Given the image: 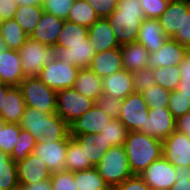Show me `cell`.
Returning a JSON list of instances; mask_svg holds the SVG:
<instances>
[{
    "mask_svg": "<svg viewBox=\"0 0 190 190\" xmlns=\"http://www.w3.org/2000/svg\"><path fill=\"white\" fill-rule=\"evenodd\" d=\"M56 100V113L68 124L95 106L93 99L82 95L74 88L58 91L56 93Z\"/></svg>",
    "mask_w": 190,
    "mask_h": 190,
    "instance_id": "7",
    "label": "cell"
},
{
    "mask_svg": "<svg viewBox=\"0 0 190 190\" xmlns=\"http://www.w3.org/2000/svg\"><path fill=\"white\" fill-rule=\"evenodd\" d=\"M68 149V140L55 142H36L33 154L45 162L48 169L54 172L66 171V154Z\"/></svg>",
    "mask_w": 190,
    "mask_h": 190,
    "instance_id": "12",
    "label": "cell"
},
{
    "mask_svg": "<svg viewBox=\"0 0 190 190\" xmlns=\"http://www.w3.org/2000/svg\"><path fill=\"white\" fill-rule=\"evenodd\" d=\"M64 21L52 14L43 12L30 38L46 45L56 46Z\"/></svg>",
    "mask_w": 190,
    "mask_h": 190,
    "instance_id": "22",
    "label": "cell"
},
{
    "mask_svg": "<svg viewBox=\"0 0 190 190\" xmlns=\"http://www.w3.org/2000/svg\"><path fill=\"white\" fill-rule=\"evenodd\" d=\"M167 38L158 19L146 18L141 22L136 42L152 53L159 50Z\"/></svg>",
    "mask_w": 190,
    "mask_h": 190,
    "instance_id": "25",
    "label": "cell"
},
{
    "mask_svg": "<svg viewBox=\"0 0 190 190\" xmlns=\"http://www.w3.org/2000/svg\"><path fill=\"white\" fill-rule=\"evenodd\" d=\"M176 131L185 134L190 139V112L176 119Z\"/></svg>",
    "mask_w": 190,
    "mask_h": 190,
    "instance_id": "53",
    "label": "cell"
},
{
    "mask_svg": "<svg viewBox=\"0 0 190 190\" xmlns=\"http://www.w3.org/2000/svg\"><path fill=\"white\" fill-rule=\"evenodd\" d=\"M112 190H151L139 175H132Z\"/></svg>",
    "mask_w": 190,
    "mask_h": 190,
    "instance_id": "50",
    "label": "cell"
},
{
    "mask_svg": "<svg viewBox=\"0 0 190 190\" xmlns=\"http://www.w3.org/2000/svg\"><path fill=\"white\" fill-rule=\"evenodd\" d=\"M124 69L134 73L148 66L150 53L138 42L124 44L120 47Z\"/></svg>",
    "mask_w": 190,
    "mask_h": 190,
    "instance_id": "27",
    "label": "cell"
},
{
    "mask_svg": "<svg viewBox=\"0 0 190 190\" xmlns=\"http://www.w3.org/2000/svg\"><path fill=\"white\" fill-rule=\"evenodd\" d=\"M88 38L96 53L121 47L106 18H99L88 28Z\"/></svg>",
    "mask_w": 190,
    "mask_h": 190,
    "instance_id": "21",
    "label": "cell"
},
{
    "mask_svg": "<svg viewBox=\"0 0 190 190\" xmlns=\"http://www.w3.org/2000/svg\"><path fill=\"white\" fill-rule=\"evenodd\" d=\"M18 184L16 162L9 154L0 151V190H10Z\"/></svg>",
    "mask_w": 190,
    "mask_h": 190,
    "instance_id": "35",
    "label": "cell"
},
{
    "mask_svg": "<svg viewBox=\"0 0 190 190\" xmlns=\"http://www.w3.org/2000/svg\"><path fill=\"white\" fill-rule=\"evenodd\" d=\"M73 177L78 190H112L95 167L73 172Z\"/></svg>",
    "mask_w": 190,
    "mask_h": 190,
    "instance_id": "30",
    "label": "cell"
},
{
    "mask_svg": "<svg viewBox=\"0 0 190 190\" xmlns=\"http://www.w3.org/2000/svg\"><path fill=\"white\" fill-rule=\"evenodd\" d=\"M170 93V90L164 89L157 84L141 92L149 109L168 108Z\"/></svg>",
    "mask_w": 190,
    "mask_h": 190,
    "instance_id": "38",
    "label": "cell"
},
{
    "mask_svg": "<svg viewBox=\"0 0 190 190\" xmlns=\"http://www.w3.org/2000/svg\"><path fill=\"white\" fill-rule=\"evenodd\" d=\"M26 108L25 101L19 86H12L6 95L4 107L0 112V118L5 123L19 124Z\"/></svg>",
    "mask_w": 190,
    "mask_h": 190,
    "instance_id": "26",
    "label": "cell"
},
{
    "mask_svg": "<svg viewBox=\"0 0 190 190\" xmlns=\"http://www.w3.org/2000/svg\"><path fill=\"white\" fill-rule=\"evenodd\" d=\"M128 132L120 120L114 119L101 131V134L112 146H123Z\"/></svg>",
    "mask_w": 190,
    "mask_h": 190,
    "instance_id": "39",
    "label": "cell"
},
{
    "mask_svg": "<svg viewBox=\"0 0 190 190\" xmlns=\"http://www.w3.org/2000/svg\"><path fill=\"white\" fill-rule=\"evenodd\" d=\"M112 119L97 106H93L81 117L69 124V135L71 137L79 134L101 133Z\"/></svg>",
    "mask_w": 190,
    "mask_h": 190,
    "instance_id": "13",
    "label": "cell"
},
{
    "mask_svg": "<svg viewBox=\"0 0 190 190\" xmlns=\"http://www.w3.org/2000/svg\"><path fill=\"white\" fill-rule=\"evenodd\" d=\"M172 39L184 46L190 44V10L184 13L183 29H179Z\"/></svg>",
    "mask_w": 190,
    "mask_h": 190,
    "instance_id": "51",
    "label": "cell"
},
{
    "mask_svg": "<svg viewBox=\"0 0 190 190\" xmlns=\"http://www.w3.org/2000/svg\"><path fill=\"white\" fill-rule=\"evenodd\" d=\"M174 131H176V119L169 111V108L149 109L142 133L163 142Z\"/></svg>",
    "mask_w": 190,
    "mask_h": 190,
    "instance_id": "11",
    "label": "cell"
},
{
    "mask_svg": "<svg viewBox=\"0 0 190 190\" xmlns=\"http://www.w3.org/2000/svg\"><path fill=\"white\" fill-rule=\"evenodd\" d=\"M50 180L52 190H78L72 172H54L51 174Z\"/></svg>",
    "mask_w": 190,
    "mask_h": 190,
    "instance_id": "45",
    "label": "cell"
},
{
    "mask_svg": "<svg viewBox=\"0 0 190 190\" xmlns=\"http://www.w3.org/2000/svg\"><path fill=\"white\" fill-rule=\"evenodd\" d=\"M87 38L88 27L65 20L56 47L69 48V45L87 44Z\"/></svg>",
    "mask_w": 190,
    "mask_h": 190,
    "instance_id": "29",
    "label": "cell"
},
{
    "mask_svg": "<svg viewBox=\"0 0 190 190\" xmlns=\"http://www.w3.org/2000/svg\"><path fill=\"white\" fill-rule=\"evenodd\" d=\"M186 56V46L167 38L159 50L150 53L148 67L154 70L159 67L179 66Z\"/></svg>",
    "mask_w": 190,
    "mask_h": 190,
    "instance_id": "14",
    "label": "cell"
},
{
    "mask_svg": "<svg viewBox=\"0 0 190 190\" xmlns=\"http://www.w3.org/2000/svg\"><path fill=\"white\" fill-rule=\"evenodd\" d=\"M24 79L18 50L7 49L0 54V83L19 86Z\"/></svg>",
    "mask_w": 190,
    "mask_h": 190,
    "instance_id": "19",
    "label": "cell"
},
{
    "mask_svg": "<svg viewBox=\"0 0 190 190\" xmlns=\"http://www.w3.org/2000/svg\"><path fill=\"white\" fill-rule=\"evenodd\" d=\"M122 100L115 97L101 94L95 100V106L100 108L105 114H107L112 120L118 119L121 109H122Z\"/></svg>",
    "mask_w": 190,
    "mask_h": 190,
    "instance_id": "42",
    "label": "cell"
},
{
    "mask_svg": "<svg viewBox=\"0 0 190 190\" xmlns=\"http://www.w3.org/2000/svg\"><path fill=\"white\" fill-rule=\"evenodd\" d=\"M8 49L7 44L2 38H0V54L4 53Z\"/></svg>",
    "mask_w": 190,
    "mask_h": 190,
    "instance_id": "57",
    "label": "cell"
},
{
    "mask_svg": "<svg viewBox=\"0 0 190 190\" xmlns=\"http://www.w3.org/2000/svg\"><path fill=\"white\" fill-rule=\"evenodd\" d=\"M95 168L111 189L133 175L123 146H112Z\"/></svg>",
    "mask_w": 190,
    "mask_h": 190,
    "instance_id": "5",
    "label": "cell"
},
{
    "mask_svg": "<svg viewBox=\"0 0 190 190\" xmlns=\"http://www.w3.org/2000/svg\"><path fill=\"white\" fill-rule=\"evenodd\" d=\"M4 123H5V122L0 118V130L3 129Z\"/></svg>",
    "mask_w": 190,
    "mask_h": 190,
    "instance_id": "61",
    "label": "cell"
},
{
    "mask_svg": "<svg viewBox=\"0 0 190 190\" xmlns=\"http://www.w3.org/2000/svg\"><path fill=\"white\" fill-rule=\"evenodd\" d=\"M94 9L99 18L110 16L116 9L118 0H86Z\"/></svg>",
    "mask_w": 190,
    "mask_h": 190,
    "instance_id": "48",
    "label": "cell"
},
{
    "mask_svg": "<svg viewBox=\"0 0 190 190\" xmlns=\"http://www.w3.org/2000/svg\"><path fill=\"white\" fill-rule=\"evenodd\" d=\"M18 4L14 0H0V16L3 20L14 17Z\"/></svg>",
    "mask_w": 190,
    "mask_h": 190,
    "instance_id": "52",
    "label": "cell"
},
{
    "mask_svg": "<svg viewBox=\"0 0 190 190\" xmlns=\"http://www.w3.org/2000/svg\"><path fill=\"white\" fill-rule=\"evenodd\" d=\"M169 190H190V167H176V182Z\"/></svg>",
    "mask_w": 190,
    "mask_h": 190,
    "instance_id": "49",
    "label": "cell"
},
{
    "mask_svg": "<svg viewBox=\"0 0 190 190\" xmlns=\"http://www.w3.org/2000/svg\"><path fill=\"white\" fill-rule=\"evenodd\" d=\"M18 6H42V0H14Z\"/></svg>",
    "mask_w": 190,
    "mask_h": 190,
    "instance_id": "56",
    "label": "cell"
},
{
    "mask_svg": "<svg viewBox=\"0 0 190 190\" xmlns=\"http://www.w3.org/2000/svg\"><path fill=\"white\" fill-rule=\"evenodd\" d=\"M26 106L45 113H56V91L49 88L38 77H26L20 84Z\"/></svg>",
    "mask_w": 190,
    "mask_h": 190,
    "instance_id": "6",
    "label": "cell"
},
{
    "mask_svg": "<svg viewBox=\"0 0 190 190\" xmlns=\"http://www.w3.org/2000/svg\"><path fill=\"white\" fill-rule=\"evenodd\" d=\"M10 190H27L24 185L18 184L11 188Z\"/></svg>",
    "mask_w": 190,
    "mask_h": 190,
    "instance_id": "58",
    "label": "cell"
},
{
    "mask_svg": "<svg viewBox=\"0 0 190 190\" xmlns=\"http://www.w3.org/2000/svg\"><path fill=\"white\" fill-rule=\"evenodd\" d=\"M8 49L19 50L29 38L14 18L4 20L2 37Z\"/></svg>",
    "mask_w": 190,
    "mask_h": 190,
    "instance_id": "33",
    "label": "cell"
},
{
    "mask_svg": "<svg viewBox=\"0 0 190 190\" xmlns=\"http://www.w3.org/2000/svg\"><path fill=\"white\" fill-rule=\"evenodd\" d=\"M106 19L122 46L137 41L141 22L146 17L139 0H118L115 11Z\"/></svg>",
    "mask_w": 190,
    "mask_h": 190,
    "instance_id": "3",
    "label": "cell"
},
{
    "mask_svg": "<svg viewBox=\"0 0 190 190\" xmlns=\"http://www.w3.org/2000/svg\"><path fill=\"white\" fill-rule=\"evenodd\" d=\"M132 80L135 87V92L137 93H141L156 84L153 71L148 66L132 73Z\"/></svg>",
    "mask_w": 190,
    "mask_h": 190,
    "instance_id": "44",
    "label": "cell"
},
{
    "mask_svg": "<svg viewBox=\"0 0 190 190\" xmlns=\"http://www.w3.org/2000/svg\"><path fill=\"white\" fill-rule=\"evenodd\" d=\"M65 163L66 171L72 173L94 167L91 162L85 158V154L83 153L80 145L72 137L68 140Z\"/></svg>",
    "mask_w": 190,
    "mask_h": 190,
    "instance_id": "34",
    "label": "cell"
},
{
    "mask_svg": "<svg viewBox=\"0 0 190 190\" xmlns=\"http://www.w3.org/2000/svg\"><path fill=\"white\" fill-rule=\"evenodd\" d=\"M122 101V109L118 120L129 132H141L145 128L146 116L149 113V108L142 94L133 92Z\"/></svg>",
    "mask_w": 190,
    "mask_h": 190,
    "instance_id": "9",
    "label": "cell"
},
{
    "mask_svg": "<svg viewBox=\"0 0 190 190\" xmlns=\"http://www.w3.org/2000/svg\"><path fill=\"white\" fill-rule=\"evenodd\" d=\"M73 3L74 0H42V9L46 13L67 20Z\"/></svg>",
    "mask_w": 190,
    "mask_h": 190,
    "instance_id": "41",
    "label": "cell"
},
{
    "mask_svg": "<svg viewBox=\"0 0 190 190\" xmlns=\"http://www.w3.org/2000/svg\"><path fill=\"white\" fill-rule=\"evenodd\" d=\"M72 138L80 145L85 154V158H87L94 167L112 147V145L107 143L106 139L102 137L101 133L79 134Z\"/></svg>",
    "mask_w": 190,
    "mask_h": 190,
    "instance_id": "23",
    "label": "cell"
},
{
    "mask_svg": "<svg viewBox=\"0 0 190 190\" xmlns=\"http://www.w3.org/2000/svg\"><path fill=\"white\" fill-rule=\"evenodd\" d=\"M42 6H18L14 19L30 37L43 14Z\"/></svg>",
    "mask_w": 190,
    "mask_h": 190,
    "instance_id": "31",
    "label": "cell"
},
{
    "mask_svg": "<svg viewBox=\"0 0 190 190\" xmlns=\"http://www.w3.org/2000/svg\"><path fill=\"white\" fill-rule=\"evenodd\" d=\"M27 190H52L51 180L34 183L31 185H24Z\"/></svg>",
    "mask_w": 190,
    "mask_h": 190,
    "instance_id": "54",
    "label": "cell"
},
{
    "mask_svg": "<svg viewBox=\"0 0 190 190\" xmlns=\"http://www.w3.org/2000/svg\"><path fill=\"white\" fill-rule=\"evenodd\" d=\"M139 176L151 190H169L176 182V167L162 156L152 162Z\"/></svg>",
    "mask_w": 190,
    "mask_h": 190,
    "instance_id": "10",
    "label": "cell"
},
{
    "mask_svg": "<svg viewBox=\"0 0 190 190\" xmlns=\"http://www.w3.org/2000/svg\"><path fill=\"white\" fill-rule=\"evenodd\" d=\"M163 157L175 167H190V139L174 131L163 141Z\"/></svg>",
    "mask_w": 190,
    "mask_h": 190,
    "instance_id": "15",
    "label": "cell"
},
{
    "mask_svg": "<svg viewBox=\"0 0 190 190\" xmlns=\"http://www.w3.org/2000/svg\"><path fill=\"white\" fill-rule=\"evenodd\" d=\"M99 19L93 7L86 0H74L67 20L77 25L90 27Z\"/></svg>",
    "mask_w": 190,
    "mask_h": 190,
    "instance_id": "32",
    "label": "cell"
},
{
    "mask_svg": "<svg viewBox=\"0 0 190 190\" xmlns=\"http://www.w3.org/2000/svg\"><path fill=\"white\" fill-rule=\"evenodd\" d=\"M152 71L157 85L170 91H174L178 88V84L181 79L179 66L166 68L159 67Z\"/></svg>",
    "mask_w": 190,
    "mask_h": 190,
    "instance_id": "36",
    "label": "cell"
},
{
    "mask_svg": "<svg viewBox=\"0 0 190 190\" xmlns=\"http://www.w3.org/2000/svg\"><path fill=\"white\" fill-rule=\"evenodd\" d=\"M16 164L18 181L21 185H31L48 180L52 174L45 162L33 153Z\"/></svg>",
    "mask_w": 190,
    "mask_h": 190,
    "instance_id": "16",
    "label": "cell"
},
{
    "mask_svg": "<svg viewBox=\"0 0 190 190\" xmlns=\"http://www.w3.org/2000/svg\"><path fill=\"white\" fill-rule=\"evenodd\" d=\"M4 20L0 16V38L2 37V27H3Z\"/></svg>",
    "mask_w": 190,
    "mask_h": 190,
    "instance_id": "59",
    "label": "cell"
},
{
    "mask_svg": "<svg viewBox=\"0 0 190 190\" xmlns=\"http://www.w3.org/2000/svg\"><path fill=\"white\" fill-rule=\"evenodd\" d=\"M186 54L187 57L190 59V44L186 46Z\"/></svg>",
    "mask_w": 190,
    "mask_h": 190,
    "instance_id": "60",
    "label": "cell"
},
{
    "mask_svg": "<svg viewBox=\"0 0 190 190\" xmlns=\"http://www.w3.org/2000/svg\"><path fill=\"white\" fill-rule=\"evenodd\" d=\"M21 129L27 130L36 141L55 142L69 140V124L57 113H45L26 106L19 123Z\"/></svg>",
    "mask_w": 190,
    "mask_h": 190,
    "instance_id": "1",
    "label": "cell"
},
{
    "mask_svg": "<svg viewBox=\"0 0 190 190\" xmlns=\"http://www.w3.org/2000/svg\"><path fill=\"white\" fill-rule=\"evenodd\" d=\"M181 79L176 89L180 95L190 97V59L186 56L182 63L179 65Z\"/></svg>",
    "mask_w": 190,
    "mask_h": 190,
    "instance_id": "47",
    "label": "cell"
},
{
    "mask_svg": "<svg viewBox=\"0 0 190 190\" xmlns=\"http://www.w3.org/2000/svg\"><path fill=\"white\" fill-rule=\"evenodd\" d=\"M168 108L175 119L190 112V97L180 95L177 90L171 91Z\"/></svg>",
    "mask_w": 190,
    "mask_h": 190,
    "instance_id": "43",
    "label": "cell"
},
{
    "mask_svg": "<svg viewBox=\"0 0 190 190\" xmlns=\"http://www.w3.org/2000/svg\"><path fill=\"white\" fill-rule=\"evenodd\" d=\"M79 68L76 66L55 61L45 65L40 71L38 78L44 82L46 86L58 92L60 90L73 88L77 78Z\"/></svg>",
    "mask_w": 190,
    "mask_h": 190,
    "instance_id": "8",
    "label": "cell"
},
{
    "mask_svg": "<svg viewBox=\"0 0 190 190\" xmlns=\"http://www.w3.org/2000/svg\"><path fill=\"white\" fill-rule=\"evenodd\" d=\"M133 175H140L163 156V142L140 131H130L123 145Z\"/></svg>",
    "mask_w": 190,
    "mask_h": 190,
    "instance_id": "2",
    "label": "cell"
},
{
    "mask_svg": "<svg viewBox=\"0 0 190 190\" xmlns=\"http://www.w3.org/2000/svg\"><path fill=\"white\" fill-rule=\"evenodd\" d=\"M20 130L21 127L19 124L4 123L3 129L0 130V151L9 155L12 154L16 146Z\"/></svg>",
    "mask_w": 190,
    "mask_h": 190,
    "instance_id": "40",
    "label": "cell"
},
{
    "mask_svg": "<svg viewBox=\"0 0 190 190\" xmlns=\"http://www.w3.org/2000/svg\"><path fill=\"white\" fill-rule=\"evenodd\" d=\"M89 69L101 78L124 69L120 48L95 53Z\"/></svg>",
    "mask_w": 190,
    "mask_h": 190,
    "instance_id": "24",
    "label": "cell"
},
{
    "mask_svg": "<svg viewBox=\"0 0 190 190\" xmlns=\"http://www.w3.org/2000/svg\"><path fill=\"white\" fill-rule=\"evenodd\" d=\"M103 94L123 100L135 92L132 73L122 69L102 78Z\"/></svg>",
    "mask_w": 190,
    "mask_h": 190,
    "instance_id": "20",
    "label": "cell"
},
{
    "mask_svg": "<svg viewBox=\"0 0 190 190\" xmlns=\"http://www.w3.org/2000/svg\"><path fill=\"white\" fill-rule=\"evenodd\" d=\"M56 49V46L46 45L29 37L18 50L25 78L38 77L45 65L54 63Z\"/></svg>",
    "mask_w": 190,
    "mask_h": 190,
    "instance_id": "4",
    "label": "cell"
},
{
    "mask_svg": "<svg viewBox=\"0 0 190 190\" xmlns=\"http://www.w3.org/2000/svg\"><path fill=\"white\" fill-rule=\"evenodd\" d=\"M36 142L29 131L21 129L16 146L10 155L11 159L16 163L24 160L29 154L33 153Z\"/></svg>",
    "mask_w": 190,
    "mask_h": 190,
    "instance_id": "37",
    "label": "cell"
},
{
    "mask_svg": "<svg viewBox=\"0 0 190 190\" xmlns=\"http://www.w3.org/2000/svg\"><path fill=\"white\" fill-rule=\"evenodd\" d=\"M190 10V0H170L167 9L158 21L168 38H172L179 29H183L184 13Z\"/></svg>",
    "mask_w": 190,
    "mask_h": 190,
    "instance_id": "17",
    "label": "cell"
},
{
    "mask_svg": "<svg viewBox=\"0 0 190 190\" xmlns=\"http://www.w3.org/2000/svg\"><path fill=\"white\" fill-rule=\"evenodd\" d=\"M12 86L0 83V112L2 111V107H4V102L6 99L7 91L11 88Z\"/></svg>",
    "mask_w": 190,
    "mask_h": 190,
    "instance_id": "55",
    "label": "cell"
},
{
    "mask_svg": "<svg viewBox=\"0 0 190 190\" xmlns=\"http://www.w3.org/2000/svg\"><path fill=\"white\" fill-rule=\"evenodd\" d=\"M73 88L94 101L103 94L102 78L89 68H79Z\"/></svg>",
    "mask_w": 190,
    "mask_h": 190,
    "instance_id": "28",
    "label": "cell"
},
{
    "mask_svg": "<svg viewBox=\"0 0 190 190\" xmlns=\"http://www.w3.org/2000/svg\"><path fill=\"white\" fill-rule=\"evenodd\" d=\"M95 53L91 41L87 38V44L69 45V48L57 47L55 59L78 68H89Z\"/></svg>",
    "mask_w": 190,
    "mask_h": 190,
    "instance_id": "18",
    "label": "cell"
},
{
    "mask_svg": "<svg viewBox=\"0 0 190 190\" xmlns=\"http://www.w3.org/2000/svg\"><path fill=\"white\" fill-rule=\"evenodd\" d=\"M145 17L158 19L167 9L170 0H139Z\"/></svg>",
    "mask_w": 190,
    "mask_h": 190,
    "instance_id": "46",
    "label": "cell"
}]
</instances>
